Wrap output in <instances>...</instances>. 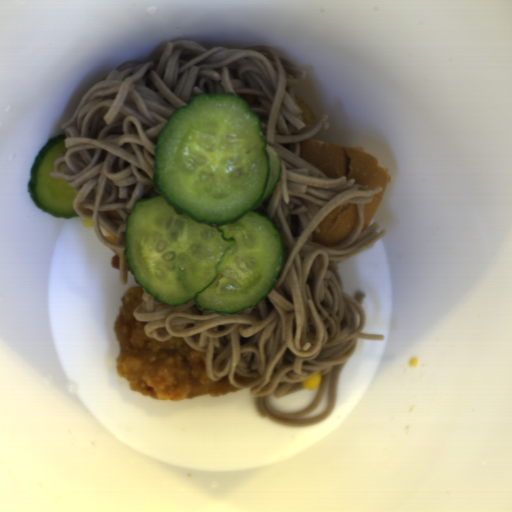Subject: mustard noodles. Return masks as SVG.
Returning <instances> with one entry per match:
<instances>
[{
    "instance_id": "1",
    "label": "mustard noodles",
    "mask_w": 512,
    "mask_h": 512,
    "mask_svg": "<svg viewBox=\"0 0 512 512\" xmlns=\"http://www.w3.org/2000/svg\"><path fill=\"white\" fill-rule=\"evenodd\" d=\"M308 72L272 48L206 47L195 41H166L146 60L125 62L94 83L73 116L61 125L65 150L49 174L75 193L71 207L91 220L96 238L119 255L120 284L127 285L124 254L126 218L137 200L158 195L154 184L155 146L173 112L200 93L233 92L259 116L280 160L277 183L255 210L268 216L283 244L282 264L271 292L239 314L203 312L194 301L172 307L156 302L143 288L133 310L143 333L158 342L182 338L205 352L209 380L227 377L245 388L257 414L278 426L318 425L331 417L341 370L355 355L359 339L384 341L364 333L366 293L344 291L339 270L348 260L387 234L380 222L364 230L366 203L383 188L357 184L356 178L330 179L301 157L302 142L331 129L328 114L307 123L297 103ZM357 205L352 237L339 247L313 242V231L335 207ZM101 227L119 238L107 242ZM254 378L238 381L234 374ZM322 374L317 396L305 410L278 412L269 396L304 389L305 379ZM329 400L319 416L301 417ZM316 390V389H315Z\"/></svg>"
}]
</instances>
